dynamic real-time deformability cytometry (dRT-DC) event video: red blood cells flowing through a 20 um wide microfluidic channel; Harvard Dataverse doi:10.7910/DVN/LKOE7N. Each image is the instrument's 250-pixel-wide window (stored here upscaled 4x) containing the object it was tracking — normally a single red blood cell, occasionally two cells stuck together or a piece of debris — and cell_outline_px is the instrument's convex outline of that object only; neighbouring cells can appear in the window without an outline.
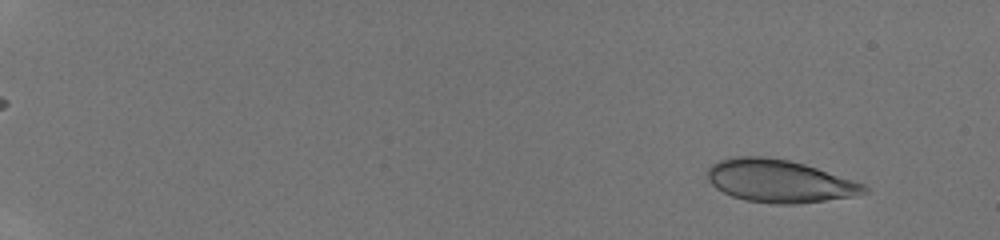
{"species": "human", "species_latin": "Homo sapiens", "temperature_condition": "room temperature", "stored_images_in_passage": 45, "camera_frame_rate_fps": 3000, "um_per_image_px": 0.085, "donor": {"sex": "male"}, "frame": {"image": 1, "passage_image": 4, "time_ms": 1.0, "image_size_px": [1000, 240], "cell_outline_px": [[868, 192], [856, 196], [796, 204], [772, 204], [744, 200], [732, 196], [716, 188], [708, 180], [708, 168], [712, 164], [720, 160], [736, 156], [768, 156], [788, 160], [804, 164], [864, 184], [868, 188]], "centroid_in_image_um": [66.23, 15.39], "position_along_channel_um": 18.8, "area_um2": 38.9}}
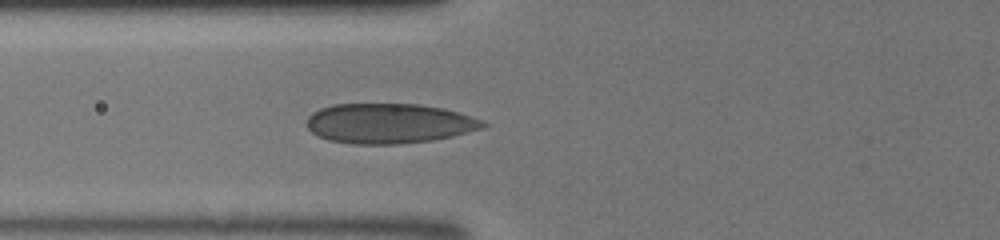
{"frame": {"image": 2, "passage_image": 20, "time_ms": 6.333, "image_size_px": [1000, 240], "cell_outline_px": [[488, 124], [484, 128], [452, 136], [432, 140], [396, 144], [352, 144], [328, 140], [312, 132], [308, 128], [308, 116], [312, 112], [320, 108], [332, 104], [420, 104], [444, 108], [480, 120]], "centroid_in_image_um": [33.05, 10.49], "position_along_channel_um": 92.8, "area_um2": 40.86}}
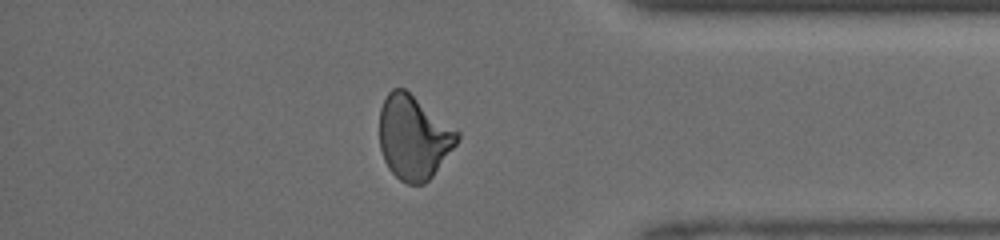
{"frame": {"image": 3, "passage_image": 40, "time_ms": 13.0, "image_size_px": [1000, 240], "cell_outline_px": [[460, 140], [432, 176], [424, 184], [408, 184], [400, 180], [388, 168], [384, 160], [380, 148], [380, 108], [388, 92], [392, 88], [404, 88], [460, 132]], "centroid_in_image_um": [35.16, 11.68], "position_along_channel_um": 400.0, "area_um2": 37.92}}